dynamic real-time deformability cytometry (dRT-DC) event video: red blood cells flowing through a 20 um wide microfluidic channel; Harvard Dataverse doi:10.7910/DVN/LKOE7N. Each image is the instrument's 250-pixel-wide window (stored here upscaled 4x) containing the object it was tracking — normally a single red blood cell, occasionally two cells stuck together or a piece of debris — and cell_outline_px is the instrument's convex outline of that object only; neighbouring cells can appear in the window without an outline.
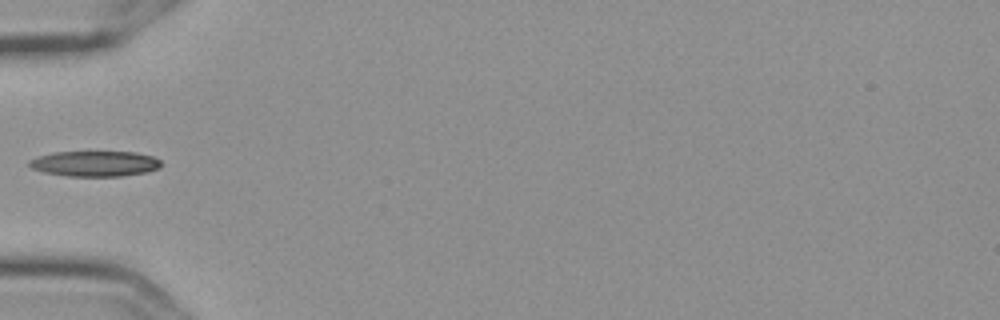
{"species": "Egyptian fruit bat (a non-hibernating species)", "species_latin": "Rousettus aegyptiacus", "temperature_condition": "cold", "stored_images_in_passage": 6, "camera_frame_rate_fps": 3000, "um_per_image_px": 0.085, "frame": {"image": 1, "passage_image": 5, "time_ms": 1.333, "image_size_px": [1000, 320], "cell_outline_px": [[160, 168], [148, 172], [120, 176], [68, 176], [44, 172], [32, 168], [28, 164], [28, 160], [52, 152], [136, 152], [152, 156], [160, 160]], "centroid_in_image_um": [8.07, 13.91], "position_along_channel_um": 76.9, "area_um2": 19.54}}
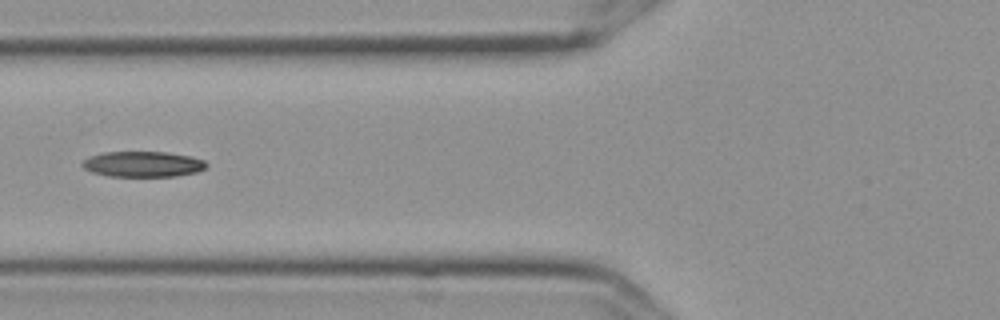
{"frame": {"image": 2, "passage_image": 6, "time_ms": 1.667, "image_size_px": [1000, 320], "cell_outline_px": [[208, 164], [204, 168], [196, 172], [176, 176], [108, 176], [92, 172], [84, 168], [80, 164], [88, 156], [104, 152], [168, 152], [192, 156], [204, 160]], "centroid_in_image_um": [12.14, 13.94], "position_along_channel_um": 113.7, "area_um2": 18.55}}